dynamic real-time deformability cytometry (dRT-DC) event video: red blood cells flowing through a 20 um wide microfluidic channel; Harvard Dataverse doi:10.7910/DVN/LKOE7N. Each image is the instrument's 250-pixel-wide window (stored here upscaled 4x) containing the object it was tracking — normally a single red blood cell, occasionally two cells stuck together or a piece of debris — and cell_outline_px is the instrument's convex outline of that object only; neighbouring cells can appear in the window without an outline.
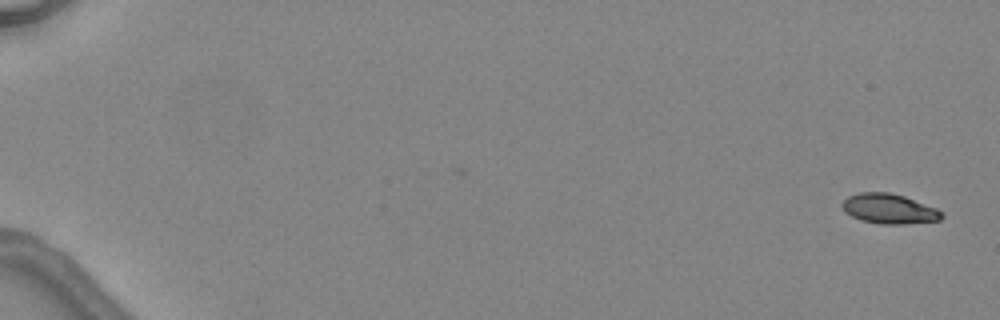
{"species": "common noctule bat (a hibernating species)", "species_latin": "Nyctalus noctula", "temperature_condition": "warm", "stored_images_in_passage": 7, "camera_frame_rate_fps": 3000, "um_per_image_px": 0.085, "animal": {"sex": "female", "body_mass_g": 24.6, "forearm_length_mm": 56.2}, "frame": {"image": 1, "passage_image": 1, "time_ms": 0.0, "image_size_px": [1000, 320], "cell_outline_px": [[944, 216], [940, 220], [904, 224], [880, 224], [860, 220], [844, 212], [840, 204], [848, 196], [860, 192], [888, 192], [904, 196], [936, 208], [944, 212]], "centroid_in_image_um": [75.56, 17.75], "position_along_channel_um": 9.4, "area_um2": 17.46}}